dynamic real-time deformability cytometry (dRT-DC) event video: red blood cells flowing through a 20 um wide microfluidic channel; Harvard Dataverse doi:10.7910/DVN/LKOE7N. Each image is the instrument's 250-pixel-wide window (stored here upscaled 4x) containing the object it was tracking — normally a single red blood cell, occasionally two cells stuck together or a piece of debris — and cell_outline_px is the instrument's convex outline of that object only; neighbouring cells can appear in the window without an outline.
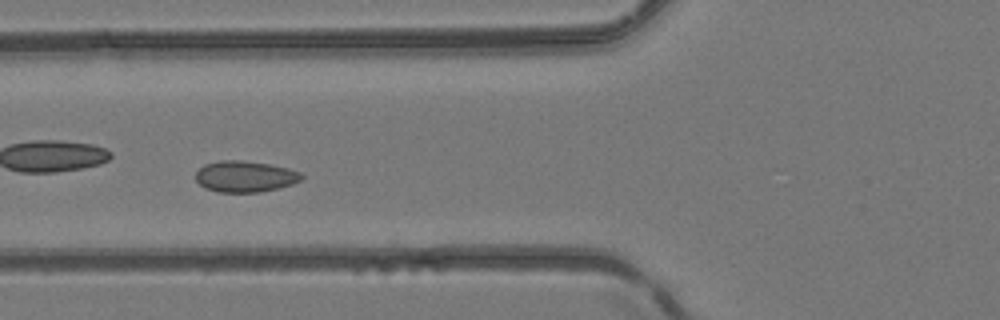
{"species": "common noctule bat (a hibernating species)", "species_latin": "Nyctalus noctula", "temperature_condition": "room temperature", "stored_images_in_passage": 7, "camera_frame_rate_fps": 3000, "um_per_image_px": 0.085, "animal": {"sex": "female", "body_mass_g": 24.6, "forearm_length_mm": 56.2}, "frame": {"image": 1, "passage_image": 6, "time_ms": 6.333, "image_size_px": [1000, 320], "cell_outline_px": [[304, 176], [300, 180], [292, 184], [260, 192], [216, 192], [204, 188], [196, 180], [196, 172], [204, 164], [220, 160], [240, 160], [268, 164], [288, 168], [300, 172]], "centroid_in_image_um": [20.8, 15.0], "position_along_channel_um": 105.0, "area_um2": 19.19}}
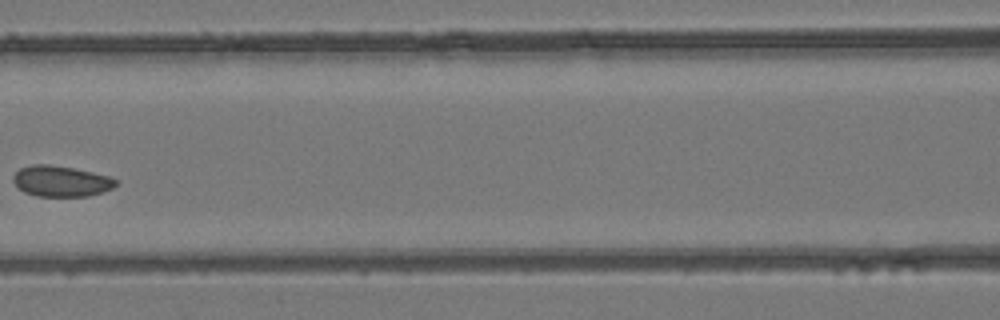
{"frame": {"image": 2, "passage_image": 7, "time_ms": 7.667, "image_size_px": [1000, 320], "cell_outline_px": [[120, 180], [112, 188], [104, 192], [88, 196], [36, 196], [24, 192], [12, 180], [12, 176], [20, 168], [32, 164], [48, 164], [72, 168], [92, 172], [108, 176]], "centroid_in_image_um": [5.2, 15.4], "position_along_channel_um": 161.4, "area_um2": 18.44}}